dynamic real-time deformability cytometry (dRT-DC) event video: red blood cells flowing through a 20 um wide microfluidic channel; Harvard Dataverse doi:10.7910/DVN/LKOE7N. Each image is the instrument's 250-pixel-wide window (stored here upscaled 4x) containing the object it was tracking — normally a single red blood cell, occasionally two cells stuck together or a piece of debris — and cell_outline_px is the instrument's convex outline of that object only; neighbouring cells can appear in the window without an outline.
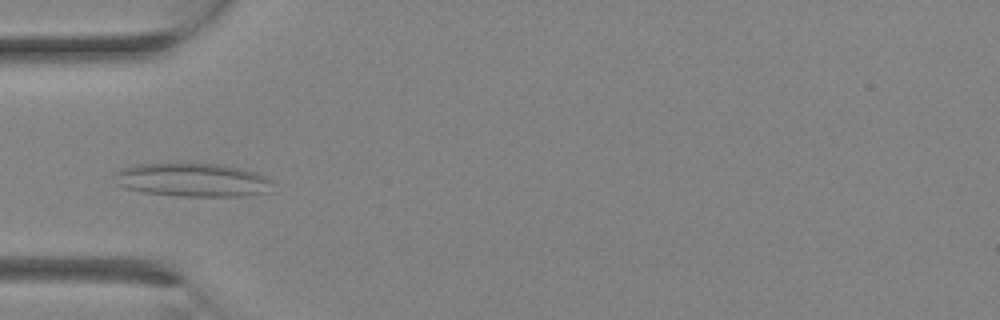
{"species": "Egyptian fruit bat (a non-hibernating species)", "species_latin": "Rousettus aegyptiacus", "temperature_condition": "room temperature", "stored_images_in_passage": 3, "camera_frame_rate_fps": 3000, "um_per_image_px": 0.085, "animal": {"sex": "female"}, "frame": {"image": 1, "passage_image": 2, "time_ms": 0.333, "image_size_px": [1000, 320], "cell_outline_px": [[272, 192], [244, 196], [180, 196], [140, 192], [124, 188], [116, 184], [112, 176], [112, 172], [120, 168], [132, 164], [224, 164], [256, 172], [272, 180]], "centroid_in_image_um": [16.32, 15.3], "position_along_channel_um": 68.7, "area_um2": 31.44}}